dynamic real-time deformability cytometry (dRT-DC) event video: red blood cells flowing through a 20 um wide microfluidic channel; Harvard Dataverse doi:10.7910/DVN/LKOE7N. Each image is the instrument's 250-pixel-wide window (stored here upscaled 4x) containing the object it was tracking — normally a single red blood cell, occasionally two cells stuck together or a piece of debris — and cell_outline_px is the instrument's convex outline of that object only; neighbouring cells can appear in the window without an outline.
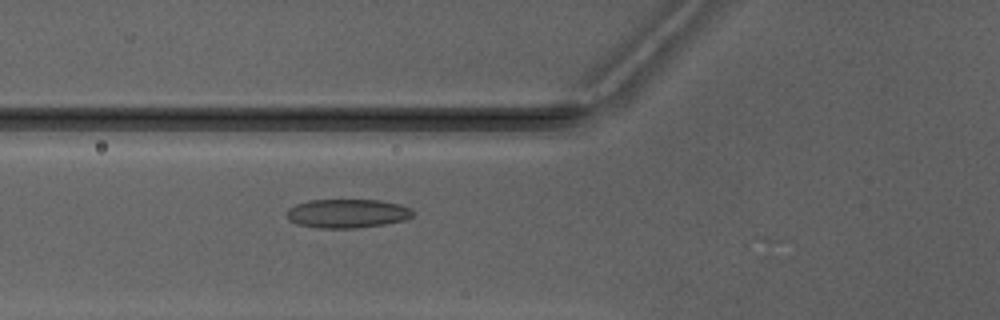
{"species": "Egyptian fruit bat (a non-hibernating species)", "species_latin": "Rousettus aegyptiacus", "temperature_condition": "warm", "stored_images_in_passage": 4, "camera_frame_rate_fps": 3000, "um_per_image_px": 0.085, "animal": {"sex": "male"}, "frame": {"image": 1, "passage_image": 4, "time_ms": 3.667, "image_size_px": [1000, 320], "cell_outline_px": [[412, 216], [404, 220], [384, 224], [356, 228], [320, 228], [296, 224], [288, 220], [288, 208], [296, 204], [308, 200], [380, 200], [400, 204], [412, 208]], "centroid_in_image_um": [29.51, 18.14], "position_along_channel_um": 96.3, "area_um2": 21.21}}